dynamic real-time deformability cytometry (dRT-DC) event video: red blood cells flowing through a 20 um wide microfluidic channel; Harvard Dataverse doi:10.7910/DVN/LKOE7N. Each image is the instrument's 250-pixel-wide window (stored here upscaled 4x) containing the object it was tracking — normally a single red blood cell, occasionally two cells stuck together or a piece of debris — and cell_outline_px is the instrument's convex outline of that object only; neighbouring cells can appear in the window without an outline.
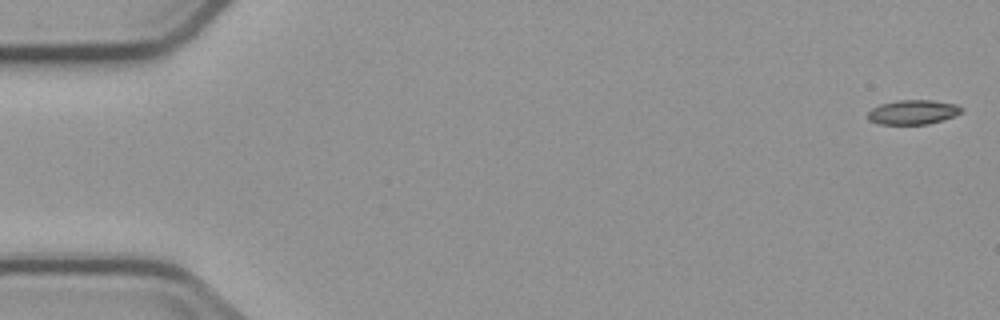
{"species": "common noctule bat (a hibernating species)", "species_latin": "Nyctalus noctula", "temperature_condition": "cold", "stored_images_in_passage": 5, "camera_frame_rate_fps": 3000, "um_per_image_px": 0.085, "animal": {"sex": "male", "body_mass_g": 23.1, "forearm_length_mm": 52.7}, "frame": {"image": 1, "passage_image": 1, "time_ms": 0.0, "image_size_px": [1000, 320], "cell_outline_px": [[964, 108], [956, 116], [928, 124], [876, 124], [868, 120], [868, 112], [872, 108], [880, 104], [900, 100], [932, 100], [956, 104]], "centroid_in_image_um": [77.6, 9.53], "position_along_channel_um": 7.4, "area_um2": 13.41}}
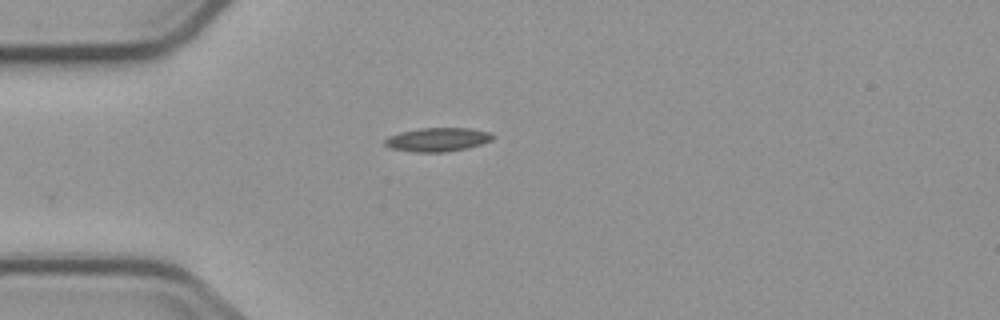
{"frame": {"image": 2, "passage_image": 5, "time_ms": 4.667, "image_size_px": [1000, 320], "cell_outline_px": [[496, 136], [492, 140], [468, 148], [444, 152], [416, 152], [388, 148], [384, 144], [384, 140], [388, 136], [400, 132], [420, 128], [468, 128], [488, 132]], "centroid_in_image_um": [37.17, 11.86], "position_along_channel_um": 47.8, "area_um2": 14.97}}